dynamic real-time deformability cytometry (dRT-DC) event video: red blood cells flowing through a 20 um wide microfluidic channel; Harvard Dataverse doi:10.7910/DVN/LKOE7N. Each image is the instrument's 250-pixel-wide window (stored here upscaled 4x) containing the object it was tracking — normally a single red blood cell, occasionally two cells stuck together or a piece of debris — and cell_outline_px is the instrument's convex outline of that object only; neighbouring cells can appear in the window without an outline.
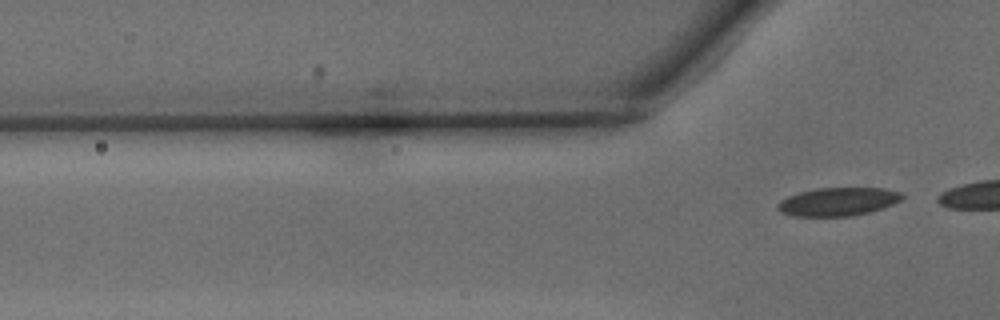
{"species": "common noctule bat (a hibernating species)", "species_latin": "Nyctalus noctula", "temperature_condition": "warm", "stored_images_in_passage": 3, "camera_frame_rate_fps": 3000, "um_per_image_px": 0.085, "animal": {"sex": "male", "body_mass_g": 15.6}, "frame": {"image": 1, "passage_image": 3, "time_ms": 0.667, "image_size_px": [1000, 320], "cell_outline_px": [[904, 196], [900, 200], [884, 208], [852, 216], [792, 216], [780, 212], [776, 208], [776, 204], [780, 200], [788, 196], [800, 192], [816, 188], [884, 188], [900, 192]], "centroid_in_image_um": [71.2, 17.14], "position_along_channel_um": 54.6, "area_um2": 20.58}}